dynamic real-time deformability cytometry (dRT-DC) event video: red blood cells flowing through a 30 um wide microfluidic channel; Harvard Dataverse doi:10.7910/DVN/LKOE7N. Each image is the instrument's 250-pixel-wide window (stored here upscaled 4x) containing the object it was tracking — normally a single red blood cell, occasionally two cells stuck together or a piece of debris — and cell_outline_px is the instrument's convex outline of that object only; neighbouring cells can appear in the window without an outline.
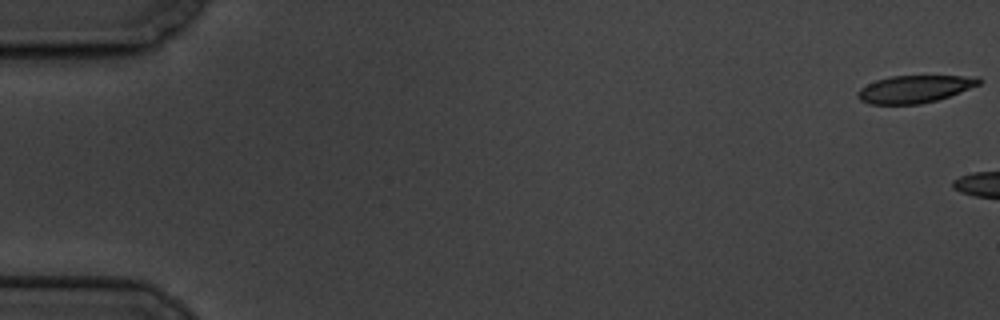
{"species": "common noctule bat (a hibernating species)", "species_latin": "Nyctalus noctula", "temperature_condition": "cold", "stored_images_in_passage": 3, "camera_frame_rate_fps": 3000, "um_per_image_px": 0.085, "animal": {"sex": "male", "body_mass_g": 19.5, "forearm_length_mm": 54.6}, "frame": {"image": 1, "passage_image": 1, "time_ms": 0.0, "image_size_px": [1000, 320], "cell_outline_px": [[984, 80], [980, 84], [960, 92], [936, 100], [920, 104], [868, 104], [860, 100], [856, 96], [856, 92], [860, 88], [876, 80], [892, 76], [980, 76]], "centroid_in_image_um": [77.75, 7.56], "position_along_channel_um": 7.3, "area_um2": 19.42}}